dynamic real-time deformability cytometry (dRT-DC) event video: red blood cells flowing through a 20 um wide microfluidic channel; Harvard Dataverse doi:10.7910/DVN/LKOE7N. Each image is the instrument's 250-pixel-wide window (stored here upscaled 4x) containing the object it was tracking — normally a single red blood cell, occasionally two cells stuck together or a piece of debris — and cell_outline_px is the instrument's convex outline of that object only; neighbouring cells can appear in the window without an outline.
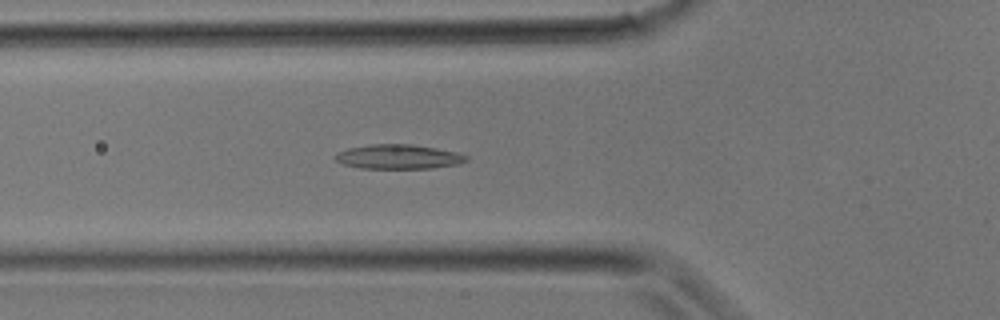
{"species": "common noctule bat (a hibernating species)", "species_latin": "Nyctalus noctula", "temperature_condition": "room temperature", "stored_images_in_passage": 11, "camera_frame_rate_fps": 3000, "um_per_image_px": 0.085, "animal": {"sex": "male", "body_mass_g": 17.9}, "frame": {"image": 1, "passage_image": 5, "time_ms": 1.333, "image_size_px": [1000, 320], "cell_outline_px": [[468, 160], [460, 164], [432, 168], [360, 168], [344, 164], [336, 160], [332, 156], [336, 152], [348, 148], [372, 144], [412, 144], [436, 148], [456, 152], [468, 156]], "centroid_in_image_um": [33.86, 13.32], "position_along_channel_um": 91.9, "area_um2": 18.73}}
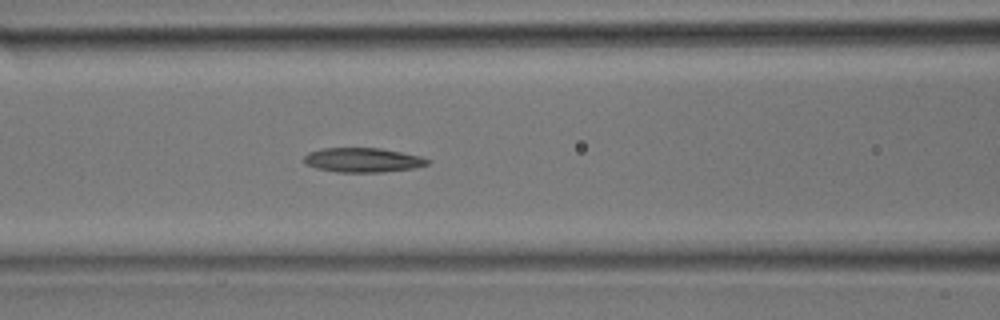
{"frame": {"image": 2, "passage_image": 7, "time_ms": 2.0, "image_size_px": [1000, 320], "cell_outline_px": [[432, 160], [428, 164], [416, 168], [384, 172], [336, 172], [316, 168], [304, 164], [304, 156], [308, 152], [320, 148], [380, 148], [420, 156]], "centroid_in_image_um": [30.83, 13.6], "position_along_channel_um": 135.8, "area_um2": 17.74}}
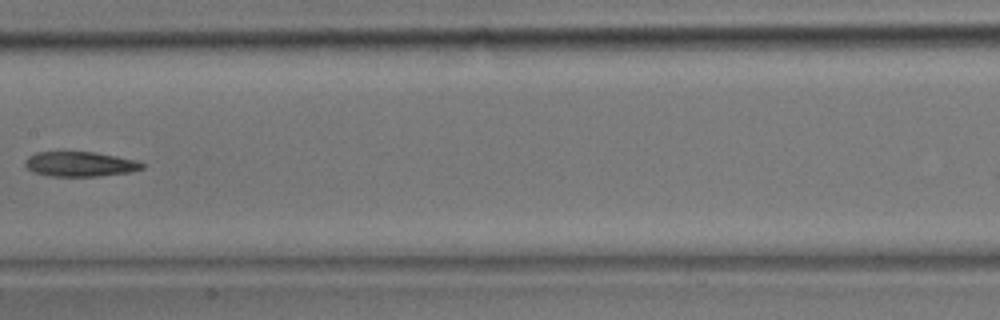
{"frame": {"image": 3, "passage_image": 10, "time_ms": 3.0, "image_size_px": [1000, 320], "cell_outline_px": [[144, 168], [128, 172], [100, 176], [52, 176], [32, 172], [24, 164], [24, 160], [28, 156], [36, 152], [96, 152], [136, 160], [144, 164]], "centroid_in_image_um": [6.78, 13.94], "position_along_channel_um": 200.6, "area_um2": 16.94}}